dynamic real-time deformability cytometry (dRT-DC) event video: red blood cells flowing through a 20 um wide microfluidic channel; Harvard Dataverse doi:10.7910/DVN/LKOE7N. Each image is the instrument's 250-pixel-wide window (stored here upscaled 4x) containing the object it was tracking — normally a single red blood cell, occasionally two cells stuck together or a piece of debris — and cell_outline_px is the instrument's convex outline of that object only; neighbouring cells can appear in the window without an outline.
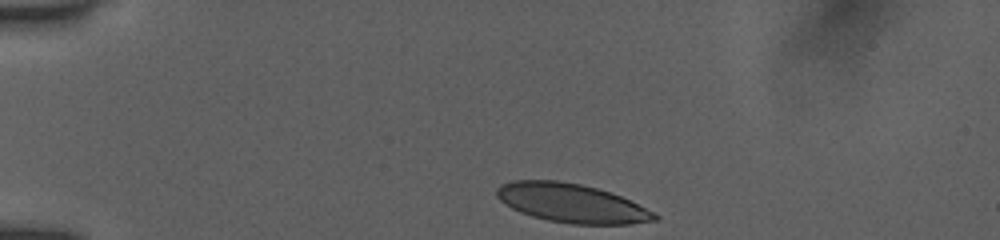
{"species": "human", "species_latin": "Homo sapiens", "temperature_condition": "room temperature", "stored_images_in_passage": 37, "camera_frame_rate_fps": 3000, "um_per_image_px": 0.085, "donor": {"sex": "female"}, "frame": {"image": 1, "passage_image": 1, "time_ms": 0.0, "image_size_px": [1000, 240], "cell_outline_px": [[660, 216], [656, 220], [628, 224], [572, 224], [548, 220], [532, 216], [520, 212], [512, 208], [500, 200], [496, 196], [496, 188], [500, 184], [512, 180], [560, 180], [580, 184], [596, 188], [620, 196], [656, 212]], "centroid_in_image_um": [48.57, 17.26], "position_along_channel_um": 36.4, "area_um2": 35.72}}
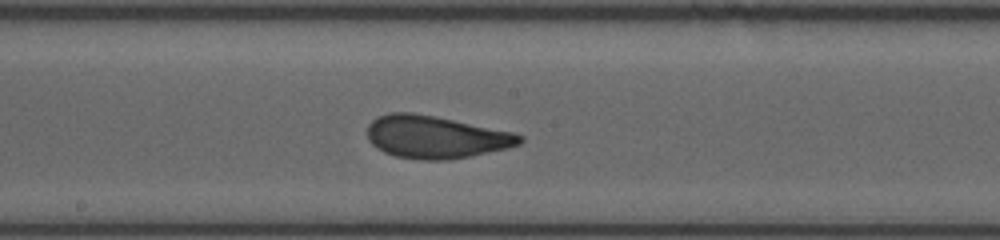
{"frame": {"image": 2, "passage_image": 19, "time_ms": 6.0, "image_size_px": [1000, 240], "cell_outline_px": [[524, 140], [520, 144], [508, 148], [448, 160], [420, 160], [396, 156], [384, 152], [376, 148], [368, 140], [368, 124], [376, 116], [388, 112], [412, 112], [512, 132], [524, 136]], "centroid_in_image_um": [36.99, 11.65], "position_along_channel_um": 211.2, "area_um2": 37.63}}
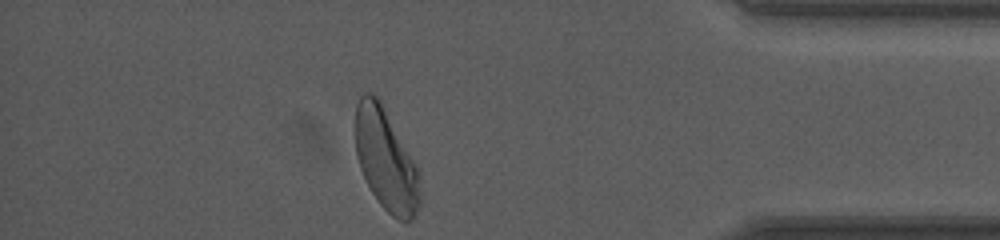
{"frame": {"image": 3, "passage_image": 36, "time_ms": 11.667, "image_size_px": [1000, 240], "cell_outline_px": [[420, 204], [412, 220], [396, 220], [380, 204], [372, 192], [360, 168], [356, 156], [356, 104], [360, 96], [364, 92], [372, 92], [380, 100], [416, 164], [420, 172]], "centroid_in_image_um": [32.81, 13.58], "position_along_channel_um": 402.4, "area_um2": 38.26}, "authors_computed_cell_mechanics": {"area_um2": 37.57, "velocity_mm_per_s": 3.9111, "shape_relaxation_time_tau1_ms": 4.3875, "shape_relaxation_time_tau2_ms": 1.0052, "deformation_change_tau1": 0.1651, "deformation_change_tau2": 0.0758}}